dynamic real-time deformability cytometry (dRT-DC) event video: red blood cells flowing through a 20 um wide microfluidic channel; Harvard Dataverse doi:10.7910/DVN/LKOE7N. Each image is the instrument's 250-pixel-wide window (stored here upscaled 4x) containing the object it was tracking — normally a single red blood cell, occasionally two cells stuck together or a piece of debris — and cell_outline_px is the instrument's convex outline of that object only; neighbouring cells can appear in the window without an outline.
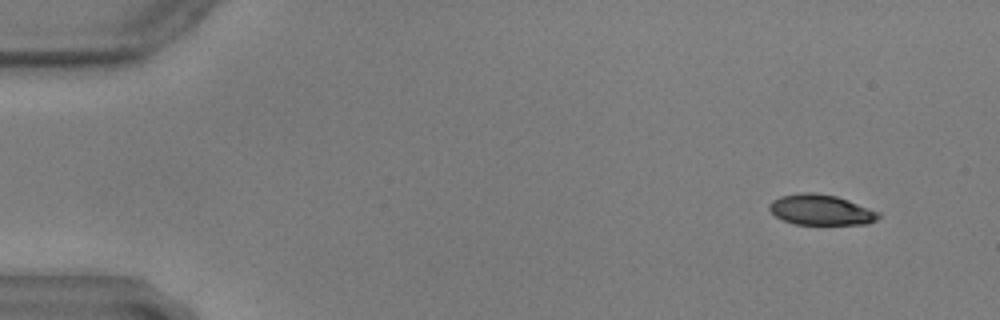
{"species": "common noctule bat (a hibernating species)", "species_latin": "Nyctalus noctula", "temperature_condition": "warm", "stored_images_in_passage": 56, "camera_frame_rate_fps": 3000, "um_per_image_px": 0.085, "animal": {"sex": "male", "body_mass_g": 17.9, "forearm_length_mm": 54.2}, "frame": {"image": 1, "passage_image": 3, "time_ms": 0.667, "image_size_px": [1000, 320], "cell_outline_px": [[880, 216], [876, 220], [868, 224], [796, 224], [784, 220], [776, 216], [768, 208], [768, 204], [772, 200], [780, 196], [800, 192], [812, 192], [836, 196], [848, 200], [880, 212]], "centroid_in_image_um": [69.77, 17.83], "position_along_channel_um": 15.2, "area_um2": 19.36}}
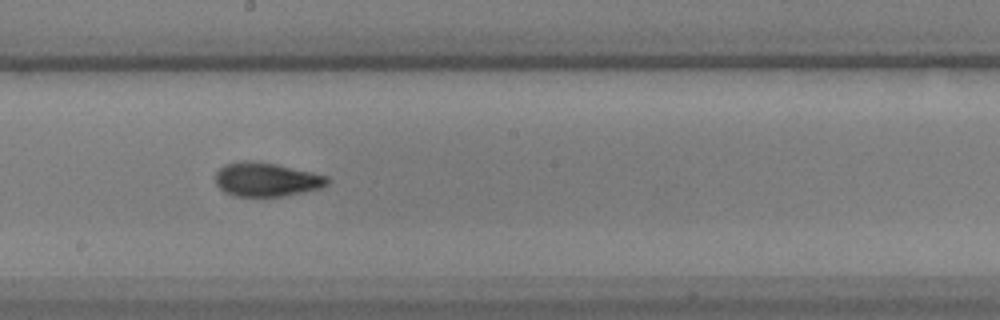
{"frame": {"image": 2, "passage_image": 31, "time_ms": 10.0, "image_size_px": [1000, 320], "cell_outline_px": [[332, 180], [328, 184], [320, 188], [304, 192], [284, 196], [232, 196], [224, 192], [216, 184], [216, 172], [224, 164], [244, 160], [252, 160], [276, 164], [312, 172], [328, 176]], "centroid_in_image_um": [22.65, 15.25], "position_along_channel_um": 225.5, "area_um2": 22.31}}
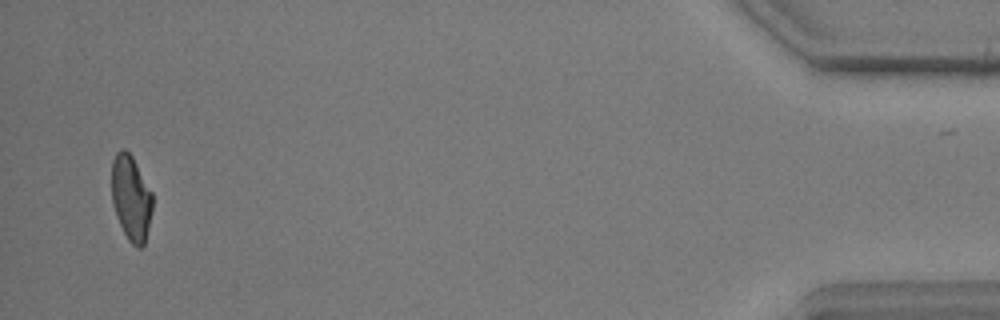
{"frame": {"image": 3, "passage_image": 55, "time_ms": 18.0, "image_size_px": [1000, 320], "cell_outline_px": [[152, 212], [144, 244], [140, 248], [136, 248], [128, 240], [116, 216], [112, 204], [112, 160], [116, 152], [120, 148], [124, 148], [132, 156], [152, 192]], "centroid_in_image_um": [11.13, 16.82], "position_along_channel_um": 424.1, "area_um2": 20.35}}